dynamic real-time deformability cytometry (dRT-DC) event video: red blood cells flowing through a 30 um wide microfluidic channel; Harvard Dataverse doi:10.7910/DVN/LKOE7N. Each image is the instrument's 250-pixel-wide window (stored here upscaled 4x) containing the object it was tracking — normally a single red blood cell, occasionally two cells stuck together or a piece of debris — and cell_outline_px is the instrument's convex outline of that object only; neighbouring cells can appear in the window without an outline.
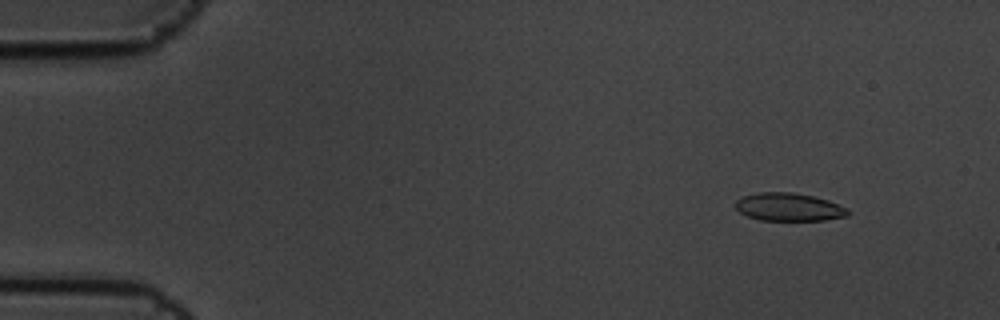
{"species": "common noctule bat (a hibernating species)", "species_latin": "Nyctalus noctula", "temperature_condition": "cold", "stored_images_in_passage": 5, "camera_frame_rate_fps": 3000, "um_per_image_px": 0.085, "animal": {"sex": "male", "body_mass_g": 19.5, "forearm_length_mm": 54.6}, "frame": {"image": 1, "passage_image": 2, "time_ms": 0.333, "image_size_px": [1000, 320], "cell_outline_px": [[852, 212], [848, 216], [824, 220], [760, 220], [748, 216], [740, 212], [736, 208], [736, 200], [744, 196], [756, 192], [792, 192], [812, 196], [828, 200], [848, 208]], "centroid_in_image_um": [67.09, 17.6], "position_along_channel_um": 17.9, "area_um2": 18.38}}
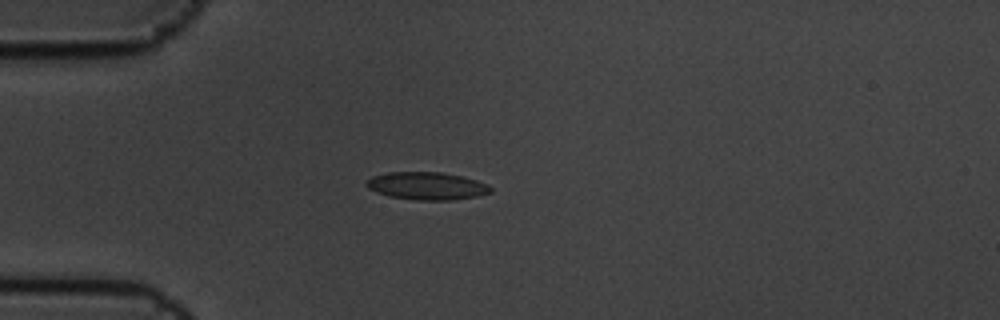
{"frame": {"image": 2, "passage_image": 5, "time_ms": 1.333, "image_size_px": [1000, 320], "cell_outline_px": [[492, 192], [476, 196], [452, 200], [416, 200], [388, 196], [376, 192], [368, 188], [364, 184], [372, 176], [388, 172], [440, 172], [460, 176], [476, 180], [488, 184], [492, 188]], "centroid_in_image_um": [36.26, 15.8], "position_along_channel_um": 48.7, "area_um2": 20.0}}